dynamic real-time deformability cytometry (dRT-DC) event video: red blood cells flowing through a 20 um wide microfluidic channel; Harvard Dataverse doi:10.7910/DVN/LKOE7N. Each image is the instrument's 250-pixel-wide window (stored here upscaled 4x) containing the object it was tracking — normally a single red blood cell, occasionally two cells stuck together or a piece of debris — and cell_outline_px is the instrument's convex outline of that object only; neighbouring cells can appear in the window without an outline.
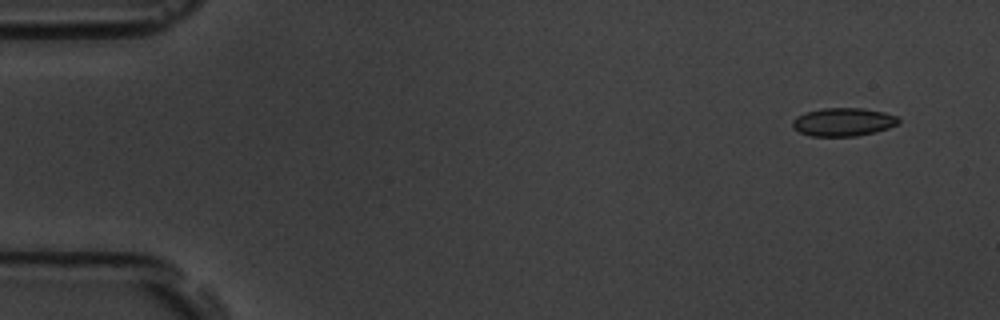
{"species": "common noctule bat (a hibernating species)", "species_latin": "Nyctalus noctula", "temperature_condition": "room temperature", "stored_images_in_passage": 5, "camera_frame_rate_fps": 3000, "um_per_image_px": 0.085, "animal": {"sex": "male", "body_mass_g": 19.5, "forearm_length_mm": 54.6}, "frame": {"image": 1, "passage_image": 1, "time_ms": 0.0, "image_size_px": [1000, 320], "cell_outline_px": [[900, 124], [876, 132], [856, 136], [812, 136], [800, 132], [792, 128], [792, 120], [796, 116], [804, 112], [824, 108], [864, 108], [884, 112], [896, 116], [900, 120]], "centroid_in_image_um": [71.67, 10.36], "position_along_channel_um": 13.3, "area_um2": 17.63}}